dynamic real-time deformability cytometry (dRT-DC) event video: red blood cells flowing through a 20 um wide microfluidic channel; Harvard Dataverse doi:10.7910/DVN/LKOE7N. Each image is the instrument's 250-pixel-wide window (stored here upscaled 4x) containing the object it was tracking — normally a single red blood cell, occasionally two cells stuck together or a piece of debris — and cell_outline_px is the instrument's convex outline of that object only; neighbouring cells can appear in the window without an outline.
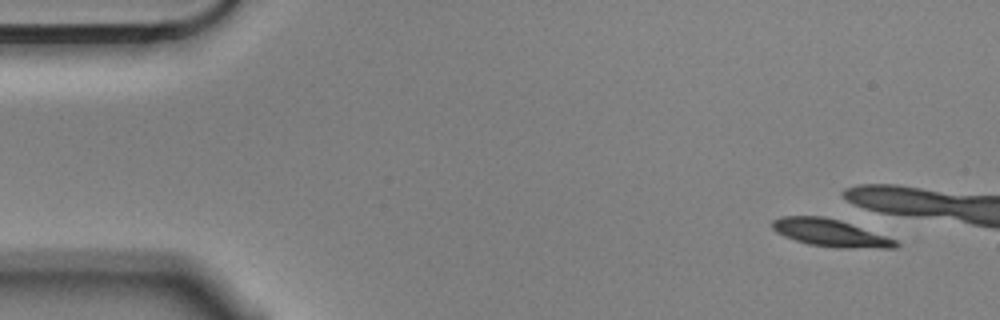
{"species": "Egyptian fruit bat (a non-hibernating species)", "species_latin": "Rousettus aegyptiacus", "temperature_condition": "cold", "stored_images_in_passage": 16, "camera_frame_rate_fps": 3000, "um_per_image_px": 0.085, "animal": {"sex": "male"}, "frame": {"image": 1, "passage_image": 1, "time_ms": 0.0, "image_size_px": [1000, 320], "cell_outline_px": [[900, 244], [896, 248], [836, 248], [808, 244], [784, 236], [776, 232], [772, 228], [772, 220], [780, 216], [824, 216], [840, 220], [896, 240]], "centroid_in_image_um": [70.55, 19.8], "position_along_channel_um": 14.5, "area_um2": 19.65}}
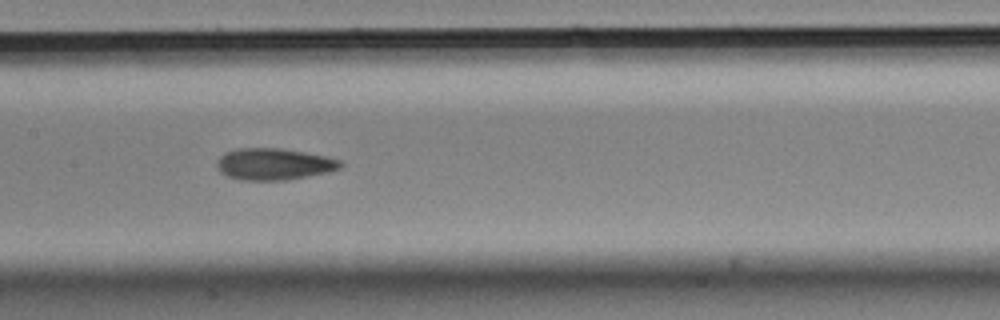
{"frame": {"image": 2, "passage_image": 9, "time_ms": 2.667, "image_size_px": [1000, 320], "cell_outline_px": [[344, 164], [340, 168], [328, 172], [284, 180], [240, 180], [228, 176], [220, 172], [216, 168], [216, 164], [220, 156], [224, 152], [236, 148], [280, 148], [328, 156], [340, 160]], "centroid_in_image_um": [23.26, 13.94], "position_along_channel_um": 184.1, "area_um2": 22.89}}
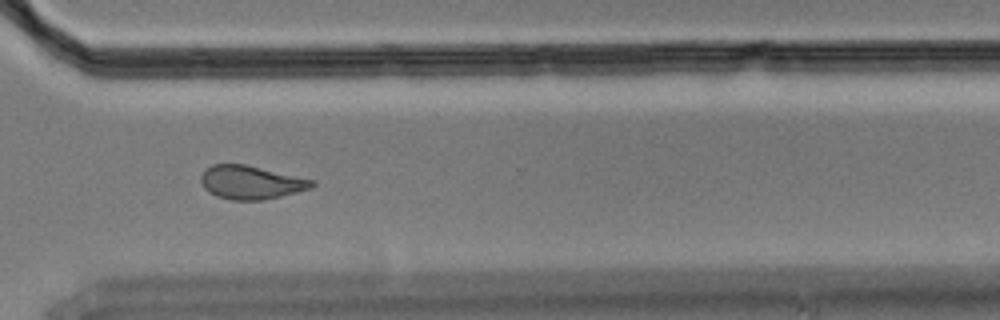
{"frame": {"image": 3, "passage_image": 13, "time_ms": 4.0, "image_size_px": [1000, 320], "cell_outline_px": [[316, 184], [312, 188], [264, 200], [232, 200], [216, 196], [208, 192], [204, 188], [200, 180], [200, 176], [204, 168], [212, 164], [244, 164], [316, 180]], "centroid_in_image_um": [21.31, 15.5], "position_along_channel_um": 349.3, "area_um2": 21.85}}